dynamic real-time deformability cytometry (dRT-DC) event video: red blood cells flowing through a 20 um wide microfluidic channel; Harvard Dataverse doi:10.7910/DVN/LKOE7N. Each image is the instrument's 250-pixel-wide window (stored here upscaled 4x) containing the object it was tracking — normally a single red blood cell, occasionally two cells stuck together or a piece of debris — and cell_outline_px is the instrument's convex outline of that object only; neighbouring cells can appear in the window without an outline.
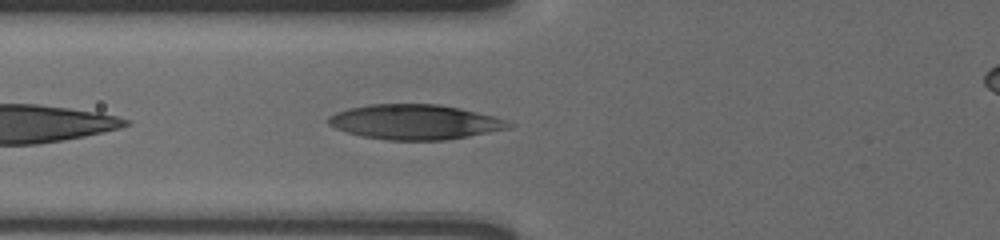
{"species": "human", "species_latin": "Homo sapiens", "temperature_condition": "cold", "stored_images_in_passage": 17, "camera_frame_rate_fps": 3000, "um_per_image_px": 0.085, "donor": {"sex": "male"}, "frame": {"image": 1, "passage_image": 3, "time_ms": 0.667, "image_size_px": [1000, 240], "cell_outline_px": [[512, 128], [448, 140], [384, 140], [360, 136], [336, 128], [328, 124], [328, 116], [336, 112], [348, 108], [368, 104], [436, 104], [460, 108], [496, 116], [508, 120], [512, 124]], "centroid_in_image_um": [35.29, 10.37], "position_along_channel_um": 90.5, "area_um2": 36.99}}
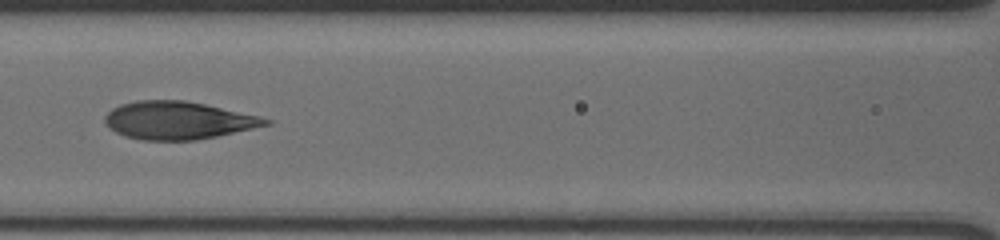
{"frame": {"image": 2, "passage_image": 8, "time_ms": 2.333, "image_size_px": [1000, 240], "cell_outline_px": [[272, 124], [216, 136], [196, 140], [144, 140], [124, 136], [108, 128], [104, 124], [104, 116], [112, 108], [120, 104], [136, 100], [184, 100], [204, 104], [260, 116], [272, 120]], "centroid_in_image_um": [15.1, 10.23], "position_along_channel_um": 151.5, "area_um2": 35.43}}